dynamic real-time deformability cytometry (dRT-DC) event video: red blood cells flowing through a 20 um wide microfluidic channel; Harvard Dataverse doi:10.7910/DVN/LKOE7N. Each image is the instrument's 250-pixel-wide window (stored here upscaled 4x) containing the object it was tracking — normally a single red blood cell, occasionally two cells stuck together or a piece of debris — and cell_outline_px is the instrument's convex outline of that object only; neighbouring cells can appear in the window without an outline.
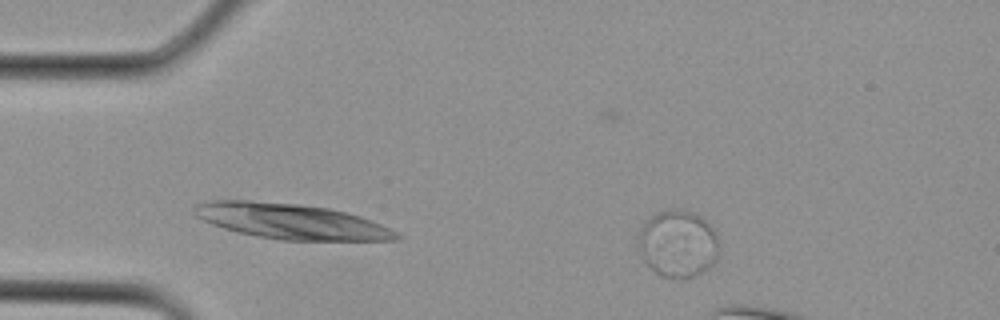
{"species": "Egyptian fruit bat (a non-hibernating species)", "species_latin": "Rousettus aegyptiacus", "temperature_condition": "cold", "stored_images_in_passage": 3, "camera_frame_rate_fps": 3000, "um_per_image_px": 0.085, "animal": {"sex": "female"}, "frame": {"image": 1, "passage_image": 1, "time_ms": 0.0, "image_size_px": [1000, 320], "cell_outline_px": [[716, 260], [708, 268], [692, 276], [680, 280], [676, 280], [660, 276], [644, 260], [636, 236], [644, 220], [656, 212], [668, 208], [680, 208], [692, 212], [704, 220], [716, 232]], "centroid_in_image_um": [57.56, 20.69], "position_along_channel_um": 27.4, "area_um2": 31.67}}